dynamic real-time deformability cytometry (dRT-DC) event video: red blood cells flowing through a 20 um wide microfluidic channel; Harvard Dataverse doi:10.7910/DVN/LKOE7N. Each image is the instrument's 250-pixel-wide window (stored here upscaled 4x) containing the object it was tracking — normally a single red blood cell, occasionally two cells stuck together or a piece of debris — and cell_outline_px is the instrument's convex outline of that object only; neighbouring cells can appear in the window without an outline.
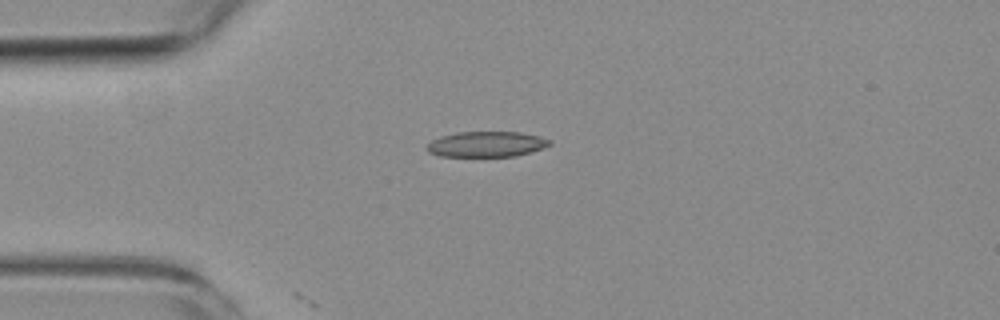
{"species": "common noctule bat (a hibernating species)", "species_latin": "Nyctalus noctula", "temperature_condition": "room temperature", "stored_images_in_passage": 4, "camera_frame_rate_fps": 3000, "um_per_image_px": 0.085, "animal": {"sex": "female", "body_mass_g": 19.3, "forearm_length_mm": 54.1}, "frame": {"image": 1, "passage_image": 2, "time_ms": 1.333, "image_size_px": [1000, 320], "cell_outline_px": [[552, 144], [544, 148], [516, 156], [440, 156], [428, 152], [424, 148], [432, 140], [440, 136], [456, 132], [520, 132], [540, 136], [552, 140]], "centroid_in_image_um": [41.36, 12.25], "position_along_channel_um": 43.6, "area_um2": 18.38}}
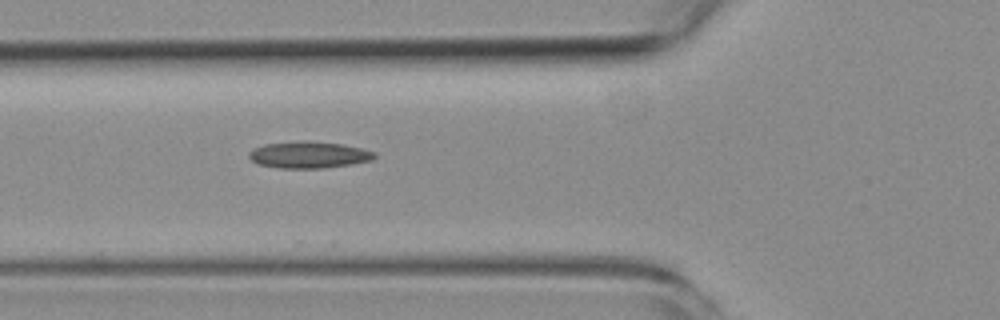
{"frame": {"image": 2, "passage_image": 4, "time_ms": 3.333, "image_size_px": [1000, 320], "cell_outline_px": [[376, 156], [372, 160], [352, 164], [324, 168], [280, 168], [260, 164], [252, 160], [248, 156], [248, 152], [252, 148], [264, 144], [304, 140], [308, 140], [344, 144], [376, 152]], "centroid_in_image_um": [26.25, 13.15], "position_along_channel_um": 99.5, "area_um2": 19.65}}